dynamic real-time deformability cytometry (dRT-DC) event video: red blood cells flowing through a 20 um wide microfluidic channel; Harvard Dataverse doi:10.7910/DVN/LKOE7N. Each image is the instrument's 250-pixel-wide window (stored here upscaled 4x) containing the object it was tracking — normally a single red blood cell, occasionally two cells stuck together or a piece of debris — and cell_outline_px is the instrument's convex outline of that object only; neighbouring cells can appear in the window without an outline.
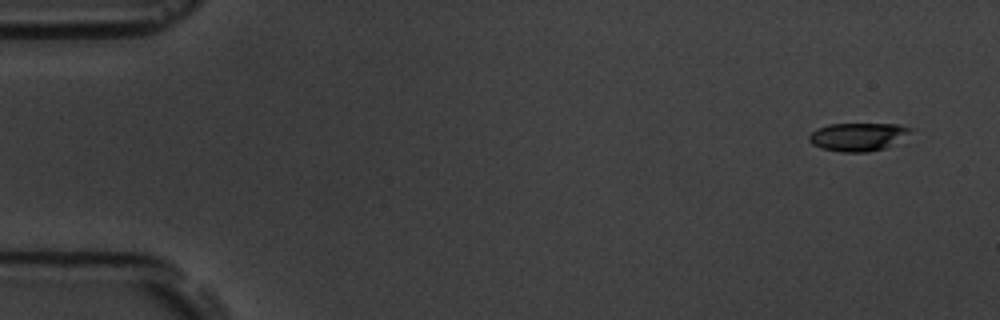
{"species": "common noctule bat (a hibernating species)", "species_latin": "Nyctalus noctula", "temperature_condition": "room temperature", "stored_images_in_passage": 5, "camera_frame_rate_fps": 3000, "um_per_image_px": 0.085, "animal": {"sex": "male", "body_mass_g": 19.5, "forearm_length_mm": 54.6}, "frame": {"image": 1, "passage_image": 1, "time_ms": 0.0, "image_size_px": [1000, 320], "cell_outline_px": [[912, 128], [908, 132], [884, 148], [868, 152], [840, 152], [820, 148], [812, 144], [808, 140], [808, 136], [816, 128], [828, 124], [896, 124]], "centroid_in_image_um": [72.8, 11.63], "position_along_channel_um": 12.2, "area_um2": 16.3}}
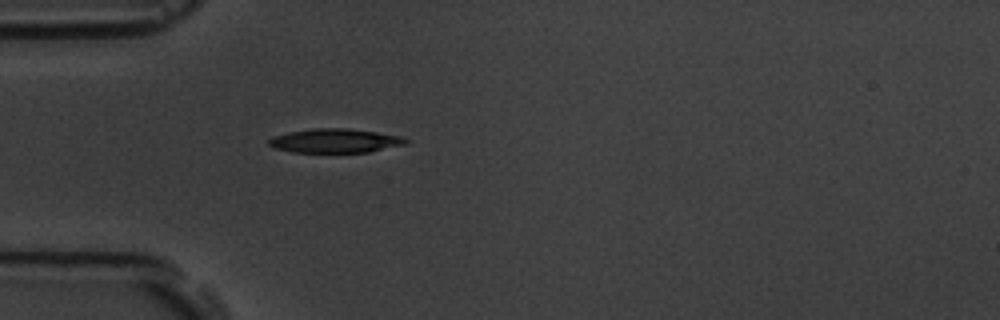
{"frame": {"image": 2, "passage_image": 5, "time_ms": 4.667, "image_size_px": [1000, 320], "cell_outline_px": [[412, 140], [404, 144], [368, 152], [292, 152], [272, 148], [268, 144], [268, 140], [272, 136], [288, 132], [312, 128], [348, 128], [376, 132], [400, 136]], "centroid_in_image_um": [28.43, 11.96], "position_along_channel_um": 56.6, "area_um2": 19.25}}